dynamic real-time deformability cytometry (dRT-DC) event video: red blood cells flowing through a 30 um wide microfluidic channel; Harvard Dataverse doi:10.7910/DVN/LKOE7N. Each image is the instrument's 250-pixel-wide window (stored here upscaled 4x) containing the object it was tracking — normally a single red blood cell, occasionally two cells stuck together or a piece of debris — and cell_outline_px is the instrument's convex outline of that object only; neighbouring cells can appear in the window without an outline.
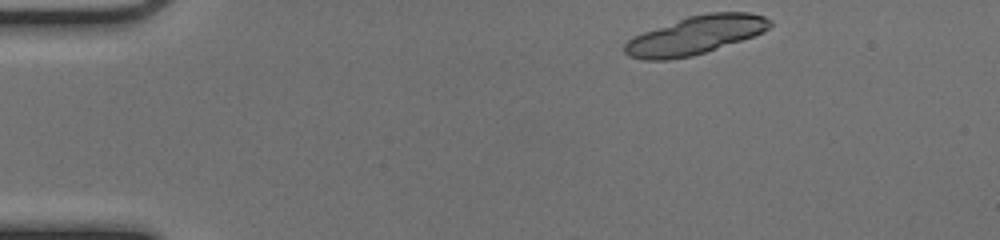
{"species": "common noctule bat (a hibernating species)", "species_latin": "Nyctalus noctula", "temperature_condition": "cold", "stored_images_in_passage": 12, "camera_frame_rate_fps": 3000, "um_per_image_px": 0.085, "animal": {"sex": "female", "body_mass_g": 17.0, "forearm_length_mm": 48.0}, "frame": {"image": 1, "passage_image": 1, "time_ms": 0.0, "image_size_px": [1000, 240], "cell_outline_px": [[772, 24], [764, 32], [692, 56], [668, 60], [644, 60], [628, 56], [624, 52], [624, 44], [628, 40], [644, 32], [688, 16], [708, 12], [748, 12], [764, 16], [772, 20]], "centroid_in_image_um": [59.11, 2.99], "position_along_channel_um": 25.9, "area_um2": 32.08}}